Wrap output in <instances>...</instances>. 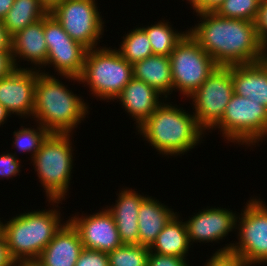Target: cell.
Masks as SVG:
<instances>
[{
    "label": "cell",
    "instance_id": "6da1fadb",
    "mask_svg": "<svg viewBox=\"0 0 267 266\" xmlns=\"http://www.w3.org/2000/svg\"><path fill=\"white\" fill-rule=\"evenodd\" d=\"M198 16L201 23L188 32L218 66L254 63L267 57L255 22L224 18L216 12L197 13Z\"/></svg>",
    "mask_w": 267,
    "mask_h": 266
},
{
    "label": "cell",
    "instance_id": "7a4b0ae2",
    "mask_svg": "<svg viewBox=\"0 0 267 266\" xmlns=\"http://www.w3.org/2000/svg\"><path fill=\"white\" fill-rule=\"evenodd\" d=\"M81 97L49 72L38 70L32 118L49 133L73 134L89 113V105Z\"/></svg>",
    "mask_w": 267,
    "mask_h": 266
},
{
    "label": "cell",
    "instance_id": "3957f363",
    "mask_svg": "<svg viewBox=\"0 0 267 266\" xmlns=\"http://www.w3.org/2000/svg\"><path fill=\"white\" fill-rule=\"evenodd\" d=\"M169 103L163 101L137 129L161 155L176 157L201 143L206 132L198 126L194 114Z\"/></svg>",
    "mask_w": 267,
    "mask_h": 266
},
{
    "label": "cell",
    "instance_id": "277c9868",
    "mask_svg": "<svg viewBox=\"0 0 267 266\" xmlns=\"http://www.w3.org/2000/svg\"><path fill=\"white\" fill-rule=\"evenodd\" d=\"M48 201L53 204V209L20 213L5 221L6 223L0 220V229L5 235L9 256L14 262L39 258L44 248L66 223L61 222V213L57 208L62 200ZM54 205L57 209H54Z\"/></svg>",
    "mask_w": 267,
    "mask_h": 266
},
{
    "label": "cell",
    "instance_id": "5b68a950",
    "mask_svg": "<svg viewBox=\"0 0 267 266\" xmlns=\"http://www.w3.org/2000/svg\"><path fill=\"white\" fill-rule=\"evenodd\" d=\"M68 133H49L32 159L47 201L65 200L73 171L71 138Z\"/></svg>",
    "mask_w": 267,
    "mask_h": 266
},
{
    "label": "cell",
    "instance_id": "8992f818",
    "mask_svg": "<svg viewBox=\"0 0 267 266\" xmlns=\"http://www.w3.org/2000/svg\"><path fill=\"white\" fill-rule=\"evenodd\" d=\"M133 78V67L117 48L98 47L88 49L82 75L84 86L89 87L92 96L100 100H115ZM89 85V86H88Z\"/></svg>",
    "mask_w": 267,
    "mask_h": 266
},
{
    "label": "cell",
    "instance_id": "52a82bcc",
    "mask_svg": "<svg viewBox=\"0 0 267 266\" xmlns=\"http://www.w3.org/2000/svg\"><path fill=\"white\" fill-rule=\"evenodd\" d=\"M260 198H250L236 217L238 242L226 244L216 253L232 252L247 265L267 264V205ZM265 203V204H264ZM239 219V220H238Z\"/></svg>",
    "mask_w": 267,
    "mask_h": 266
},
{
    "label": "cell",
    "instance_id": "ba28073f",
    "mask_svg": "<svg viewBox=\"0 0 267 266\" xmlns=\"http://www.w3.org/2000/svg\"><path fill=\"white\" fill-rule=\"evenodd\" d=\"M218 128L222 136L247 148L267 138V108L247 97L233 94Z\"/></svg>",
    "mask_w": 267,
    "mask_h": 266
},
{
    "label": "cell",
    "instance_id": "9c48e42d",
    "mask_svg": "<svg viewBox=\"0 0 267 266\" xmlns=\"http://www.w3.org/2000/svg\"><path fill=\"white\" fill-rule=\"evenodd\" d=\"M169 59L173 90L187 98L218 66L189 32L177 43Z\"/></svg>",
    "mask_w": 267,
    "mask_h": 266
},
{
    "label": "cell",
    "instance_id": "30bf717a",
    "mask_svg": "<svg viewBox=\"0 0 267 266\" xmlns=\"http://www.w3.org/2000/svg\"><path fill=\"white\" fill-rule=\"evenodd\" d=\"M234 94L230 66H217L201 86L188 98L198 126L205 132L221 121L225 108ZM194 102V103H193Z\"/></svg>",
    "mask_w": 267,
    "mask_h": 266
},
{
    "label": "cell",
    "instance_id": "8fae6325",
    "mask_svg": "<svg viewBox=\"0 0 267 266\" xmlns=\"http://www.w3.org/2000/svg\"><path fill=\"white\" fill-rule=\"evenodd\" d=\"M44 35L48 49L45 67L53 65L57 75L80 83L88 48L73 40L50 13L44 17Z\"/></svg>",
    "mask_w": 267,
    "mask_h": 266
},
{
    "label": "cell",
    "instance_id": "7c38bea8",
    "mask_svg": "<svg viewBox=\"0 0 267 266\" xmlns=\"http://www.w3.org/2000/svg\"><path fill=\"white\" fill-rule=\"evenodd\" d=\"M95 0H64L50 14L69 36L86 48H97L104 32V21Z\"/></svg>",
    "mask_w": 267,
    "mask_h": 266
},
{
    "label": "cell",
    "instance_id": "4fadbf2b",
    "mask_svg": "<svg viewBox=\"0 0 267 266\" xmlns=\"http://www.w3.org/2000/svg\"><path fill=\"white\" fill-rule=\"evenodd\" d=\"M77 230L83 248L109 253L123 245L113 215L107 210L68 219Z\"/></svg>",
    "mask_w": 267,
    "mask_h": 266
},
{
    "label": "cell",
    "instance_id": "5bb4252c",
    "mask_svg": "<svg viewBox=\"0 0 267 266\" xmlns=\"http://www.w3.org/2000/svg\"><path fill=\"white\" fill-rule=\"evenodd\" d=\"M37 77L38 70L19 67L0 79V103L11 115L33 116Z\"/></svg>",
    "mask_w": 267,
    "mask_h": 266
},
{
    "label": "cell",
    "instance_id": "9a60e30c",
    "mask_svg": "<svg viewBox=\"0 0 267 266\" xmlns=\"http://www.w3.org/2000/svg\"><path fill=\"white\" fill-rule=\"evenodd\" d=\"M188 221H184L190 245L193 242H218L236 229L238 214L226 208H204ZM192 242V243H191Z\"/></svg>",
    "mask_w": 267,
    "mask_h": 266
},
{
    "label": "cell",
    "instance_id": "2e32d148",
    "mask_svg": "<svg viewBox=\"0 0 267 266\" xmlns=\"http://www.w3.org/2000/svg\"><path fill=\"white\" fill-rule=\"evenodd\" d=\"M162 97V94L156 89L144 81L137 80L133 77L115 100L119 99L117 101H120L119 104L133 117L134 121H136V128H138L152 115L162 101H164L165 98Z\"/></svg>",
    "mask_w": 267,
    "mask_h": 266
},
{
    "label": "cell",
    "instance_id": "e0dca14e",
    "mask_svg": "<svg viewBox=\"0 0 267 266\" xmlns=\"http://www.w3.org/2000/svg\"><path fill=\"white\" fill-rule=\"evenodd\" d=\"M115 205L106 209L113 215L119 237L123 244H139L138 213L142 201L147 197L134 189L122 188Z\"/></svg>",
    "mask_w": 267,
    "mask_h": 266
},
{
    "label": "cell",
    "instance_id": "ac0fdd59",
    "mask_svg": "<svg viewBox=\"0 0 267 266\" xmlns=\"http://www.w3.org/2000/svg\"><path fill=\"white\" fill-rule=\"evenodd\" d=\"M234 93L267 108V57L261 61L231 65Z\"/></svg>",
    "mask_w": 267,
    "mask_h": 266
},
{
    "label": "cell",
    "instance_id": "d6986e66",
    "mask_svg": "<svg viewBox=\"0 0 267 266\" xmlns=\"http://www.w3.org/2000/svg\"><path fill=\"white\" fill-rule=\"evenodd\" d=\"M12 53L17 68L20 66L17 63L18 59L31 62L32 68L30 66L29 69L32 70H37L36 67H40L38 70L45 67L48 49L44 35V18L12 36Z\"/></svg>",
    "mask_w": 267,
    "mask_h": 266
},
{
    "label": "cell",
    "instance_id": "ffe728a7",
    "mask_svg": "<svg viewBox=\"0 0 267 266\" xmlns=\"http://www.w3.org/2000/svg\"><path fill=\"white\" fill-rule=\"evenodd\" d=\"M82 250L80 236L67 220L38 259L45 266H75Z\"/></svg>",
    "mask_w": 267,
    "mask_h": 266
},
{
    "label": "cell",
    "instance_id": "44dd1931",
    "mask_svg": "<svg viewBox=\"0 0 267 266\" xmlns=\"http://www.w3.org/2000/svg\"><path fill=\"white\" fill-rule=\"evenodd\" d=\"M172 210L164 203L147 195L142 201L138 213L139 244L141 246L149 248L152 246L157 235L177 213Z\"/></svg>",
    "mask_w": 267,
    "mask_h": 266
},
{
    "label": "cell",
    "instance_id": "7402d4cb",
    "mask_svg": "<svg viewBox=\"0 0 267 266\" xmlns=\"http://www.w3.org/2000/svg\"><path fill=\"white\" fill-rule=\"evenodd\" d=\"M132 67L133 77L156 89L166 98L165 101L168 95L172 94L173 83L169 56L153 54L134 63Z\"/></svg>",
    "mask_w": 267,
    "mask_h": 266
},
{
    "label": "cell",
    "instance_id": "603a6c76",
    "mask_svg": "<svg viewBox=\"0 0 267 266\" xmlns=\"http://www.w3.org/2000/svg\"><path fill=\"white\" fill-rule=\"evenodd\" d=\"M177 213L170 219L163 230L157 235L155 242L149 248L151 252L186 258L190 243L185 222Z\"/></svg>",
    "mask_w": 267,
    "mask_h": 266
},
{
    "label": "cell",
    "instance_id": "cb8c5ba5",
    "mask_svg": "<svg viewBox=\"0 0 267 266\" xmlns=\"http://www.w3.org/2000/svg\"><path fill=\"white\" fill-rule=\"evenodd\" d=\"M48 13L40 0H14L11 9L3 19V24L8 33L13 36L28 25L44 18Z\"/></svg>",
    "mask_w": 267,
    "mask_h": 266
},
{
    "label": "cell",
    "instance_id": "d4e9b609",
    "mask_svg": "<svg viewBox=\"0 0 267 266\" xmlns=\"http://www.w3.org/2000/svg\"><path fill=\"white\" fill-rule=\"evenodd\" d=\"M156 23L141 28L149 38L153 54L169 56L188 30H185V32L173 30L174 28L169 24L170 22H165V20Z\"/></svg>",
    "mask_w": 267,
    "mask_h": 266
},
{
    "label": "cell",
    "instance_id": "484cf974",
    "mask_svg": "<svg viewBox=\"0 0 267 266\" xmlns=\"http://www.w3.org/2000/svg\"><path fill=\"white\" fill-rule=\"evenodd\" d=\"M122 38L118 51L131 65L153 55L149 38L141 27L131 30Z\"/></svg>",
    "mask_w": 267,
    "mask_h": 266
},
{
    "label": "cell",
    "instance_id": "4316f807",
    "mask_svg": "<svg viewBox=\"0 0 267 266\" xmlns=\"http://www.w3.org/2000/svg\"><path fill=\"white\" fill-rule=\"evenodd\" d=\"M150 249L140 244H123L107 253L109 266H148Z\"/></svg>",
    "mask_w": 267,
    "mask_h": 266
},
{
    "label": "cell",
    "instance_id": "83f0119b",
    "mask_svg": "<svg viewBox=\"0 0 267 266\" xmlns=\"http://www.w3.org/2000/svg\"><path fill=\"white\" fill-rule=\"evenodd\" d=\"M261 0H223L215 11L224 18L242 19L254 22Z\"/></svg>",
    "mask_w": 267,
    "mask_h": 266
},
{
    "label": "cell",
    "instance_id": "f1b7e54d",
    "mask_svg": "<svg viewBox=\"0 0 267 266\" xmlns=\"http://www.w3.org/2000/svg\"><path fill=\"white\" fill-rule=\"evenodd\" d=\"M38 127L29 128L25 126H21L19 130L13 132L14 141L13 146L15 145L16 150L31 153V159L34 158L35 154L40 149V146L43 140L47 137L49 132L40 124H37Z\"/></svg>",
    "mask_w": 267,
    "mask_h": 266
},
{
    "label": "cell",
    "instance_id": "f546056e",
    "mask_svg": "<svg viewBox=\"0 0 267 266\" xmlns=\"http://www.w3.org/2000/svg\"><path fill=\"white\" fill-rule=\"evenodd\" d=\"M75 266H109L108 255L98 250L83 248Z\"/></svg>",
    "mask_w": 267,
    "mask_h": 266
},
{
    "label": "cell",
    "instance_id": "4dcf8cb0",
    "mask_svg": "<svg viewBox=\"0 0 267 266\" xmlns=\"http://www.w3.org/2000/svg\"><path fill=\"white\" fill-rule=\"evenodd\" d=\"M21 160H18L16 153H3L0 155V177L13 179V176L20 175Z\"/></svg>",
    "mask_w": 267,
    "mask_h": 266
},
{
    "label": "cell",
    "instance_id": "1f68e13d",
    "mask_svg": "<svg viewBox=\"0 0 267 266\" xmlns=\"http://www.w3.org/2000/svg\"><path fill=\"white\" fill-rule=\"evenodd\" d=\"M208 260L204 266H249L239 256L230 251L215 252Z\"/></svg>",
    "mask_w": 267,
    "mask_h": 266
},
{
    "label": "cell",
    "instance_id": "d6a6232c",
    "mask_svg": "<svg viewBox=\"0 0 267 266\" xmlns=\"http://www.w3.org/2000/svg\"><path fill=\"white\" fill-rule=\"evenodd\" d=\"M254 22L258 39L267 51V0H261L258 14Z\"/></svg>",
    "mask_w": 267,
    "mask_h": 266
},
{
    "label": "cell",
    "instance_id": "836d02e7",
    "mask_svg": "<svg viewBox=\"0 0 267 266\" xmlns=\"http://www.w3.org/2000/svg\"><path fill=\"white\" fill-rule=\"evenodd\" d=\"M186 258L160 255L154 252H149L148 266H190Z\"/></svg>",
    "mask_w": 267,
    "mask_h": 266
},
{
    "label": "cell",
    "instance_id": "e575fe53",
    "mask_svg": "<svg viewBox=\"0 0 267 266\" xmlns=\"http://www.w3.org/2000/svg\"><path fill=\"white\" fill-rule=\"evenodd\" d=\"M17 69L12 51H0V79Z\"/></svg>",
    "mask_w": 267,
    "mask_h": 266
},
{
    "label": "cell",
    "instance_id": "d590c367",
    "mask_svg": "<svg viewBox=\"0 0 267 266\" xmlns=\"http://www.w3.org/2000/svg\"><path fill=\"white\" fill-rule=\"evenodd\" d=\"M223 0H191L189 4L197 13L215 12Z\"/></svg>",
    "mask_w": 267,
    "mask_h": 266
},
{
    "label": "cell",
    "instance_id": "8d00e7d4",
    "mask_svg": "<svg viewBox=\"0 0 267 266\" xmlns=\"http://www.w3.org/2000/svg\"><path fill=\"white\" fill-rule=\"evenodd\" d=\"M0 266H15V262L10 258L5 235L0 229Z\"/></svg>",
    "mask_w": 267,
    "mask_h": 266
},
{
    "label": "cell",
    "instance_id": "74e56055",
    "mask_svg": "<svg viewBox=\"0 0 267 266\" xmlns=\"http://www.w3.org/2000/svg\"><path fill=\"white\" fill-rule=\"evenodd\" d=\"M0 51H12V36L5 28L3 20H0Z\"/></svg>",
    "mask_w": 267,
    "mask_h": 266
},
{
    "label": "cell",
    "instance_id": "f35d334b",
    "mask_svg": "<svg viewBox=\"0 0 267 266\" xmlns=\"http://www.w3.org/2000/svg\"><path fill=\"white\" fill-rule=\"evenodd\" d=\"M14 0H0V20H3L11 9Z\"/></svg>",
    "mask_w": 267,
    "mask_h": 266
},
{
    "label": "cell",
    "instance_id": "ab89813d",
    "mask_svg": "<svg viewBox=\"0 0 267 266\" xmlns=\"http://www.w3.org/2000/svg\"><path fill=\"white\" fill-rule=\"evenodd\" d=\"M15 266H45L38 258L21 259L15 262Z\"/></svg>",
    "mask_w": 267,
    "mask_h": 266
},
{
    "label": "cell",
    "instance_id": "60d3db41",
    "mask_svg": "<svg viewBox=\"0 0 267 266\" xmlns=\"http://www.w3.org/2000/svg\"><path fill=\"white\" fill-rule=\"evenodd\" d=\"M63 1L64 0H40L41 4L46 8L49 13Z\"/></svg>",
    "mask_w": 267,
    "mask_h": 266
},
{
    "label": "cell",
    "instance_id": "b9f144b4",
    "mask_svg": "<svg viewBox=\"0 0 267 266\" xmlns=\"http://www.w3.org/2000/svg\"><path fill=\"white\" fill-rule=\"evenodd\" d=\"M9 116L12 117L7 109L0 103V126L7 121Z\"/></svg>",
    "mask_w": 267,
    "mask_h": 266
}]
</instances>
